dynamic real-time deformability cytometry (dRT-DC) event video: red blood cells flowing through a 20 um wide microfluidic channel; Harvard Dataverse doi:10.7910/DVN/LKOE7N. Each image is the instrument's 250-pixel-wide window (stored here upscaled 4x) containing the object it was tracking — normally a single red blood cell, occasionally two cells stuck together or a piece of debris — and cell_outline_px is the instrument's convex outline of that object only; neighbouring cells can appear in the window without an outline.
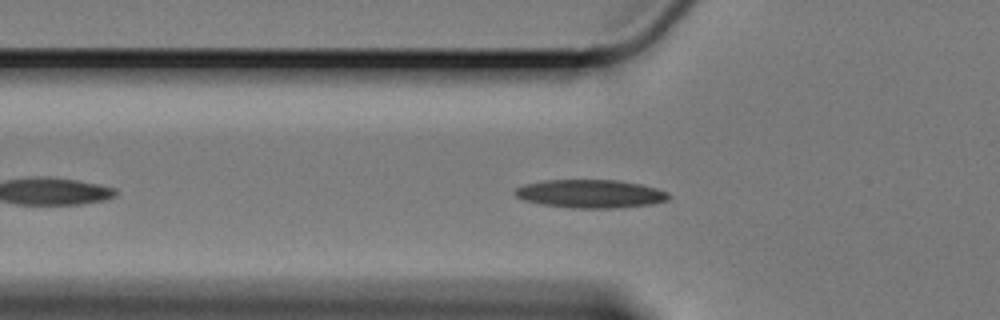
{"species": "Egyptian fruit bat (a non-hibernating species)", "species_latin": "Rousettus aegyptiacus", "temperature_condition": "cold", "stored_images_in_passage": 33, "camera_frame_rate_fps": 3000, "um_per_image_px": 0.085, "animal": {"sex": "female"}, "frame": {"image": 1, "passage_image": 9, "time_ms": 2.667, "image_size_px": [1000, 320], "cell_outline_px": [[672, 196], [668, 200], [652, 204], [620, 208], [572, 208], [540, 204], [524, 200], [516, 196], [512, 192], [516, 188], [524, 184], [544, 180], [616, 180], [640, 184], [656, 188], [668, 192]], "centroid_in_image_um": [50.19, 16.47], "position_along_channel_um": 75.6, "area_um2": 25.55}}
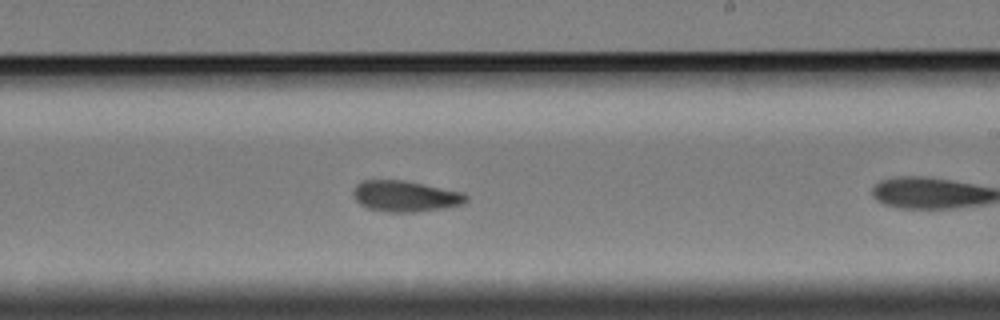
{"frame": {"image": 2, "passage_image": 21, "time_ms": 6.667, "image_size_px": [1000, 320], "cell_outline_px": [[468, 200], [464, 204], [444, 208], [412, 212], [388, 212], [368, 208], [360, 204], [356, 200], [352, 192], [356, 184], [360, 180], [404, 180], [464, 192], [468, 196]], "centroid_in_image_um": [34.46, 16.67], "position_along_channel_um": 254.5, "area_um2": 20.52}}
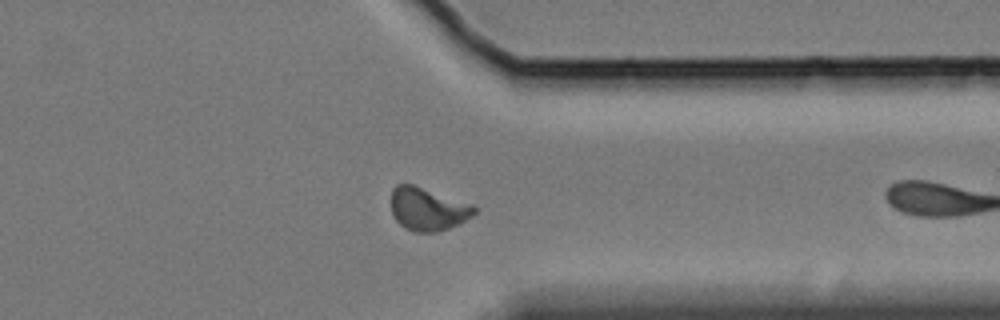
{"frame": {"image": 3, "passage_image": 32, "time_ms": 10.333, "image_size_px": [1000, 320], "cell_outline_px": [[476, 212], [472, 216], [460, 224], [436, 232], [416, 232], [404, 228], [396, 220], [392, 212], [392, 188], [396, 184], [412, 184], [472, 204], [476, 208]], "centroid_in_image_um": [36.36, 17.78], "position_along_channel_um": 375.0, "area_um2": 20.75}}